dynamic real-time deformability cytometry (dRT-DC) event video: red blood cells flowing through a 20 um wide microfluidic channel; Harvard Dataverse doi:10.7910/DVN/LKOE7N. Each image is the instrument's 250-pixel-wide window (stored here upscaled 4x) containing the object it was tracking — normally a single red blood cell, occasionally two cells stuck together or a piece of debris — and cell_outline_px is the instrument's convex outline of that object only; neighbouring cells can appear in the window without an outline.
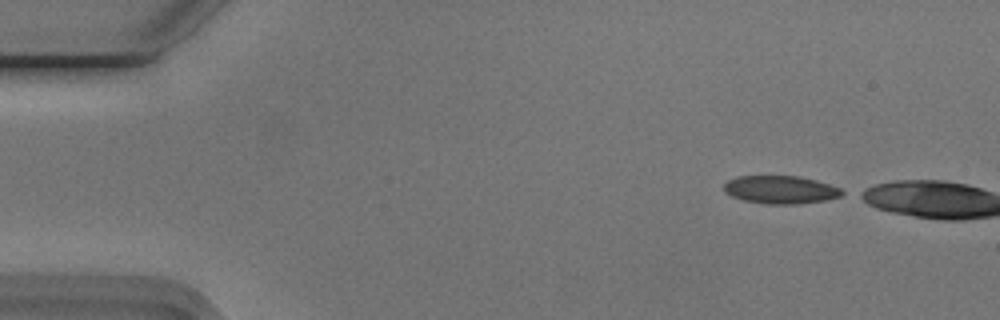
{"species": "Egyptian fruit bat (a non-hibernating species)", "species_latin": "Rousettus aegyptiacus", "temperature_condition": "cold", "stored_images_in_passage": 3, "camera_frame_rate_fps": 3000, "um_per_image_px": 0.085, "animal": {"sex": "male"}, "frame": {"image": 1, "passage_image": 1, "time_ms": 0.0, "image_size_px": [1000, 320], "cell_outline_px": [[848, 192], [840, 196], [828, 200], [800, 204], [768, 204], [744, 200], [732, 196], [724, 192], [724, 184], [728, 180], [736, 176], [796, 176], [816, 180], [840, 188]], "centroid_in_image_um": [66.37, 16.13], "position_along_channel_um": 18.6, "area_um2": 19.36}}